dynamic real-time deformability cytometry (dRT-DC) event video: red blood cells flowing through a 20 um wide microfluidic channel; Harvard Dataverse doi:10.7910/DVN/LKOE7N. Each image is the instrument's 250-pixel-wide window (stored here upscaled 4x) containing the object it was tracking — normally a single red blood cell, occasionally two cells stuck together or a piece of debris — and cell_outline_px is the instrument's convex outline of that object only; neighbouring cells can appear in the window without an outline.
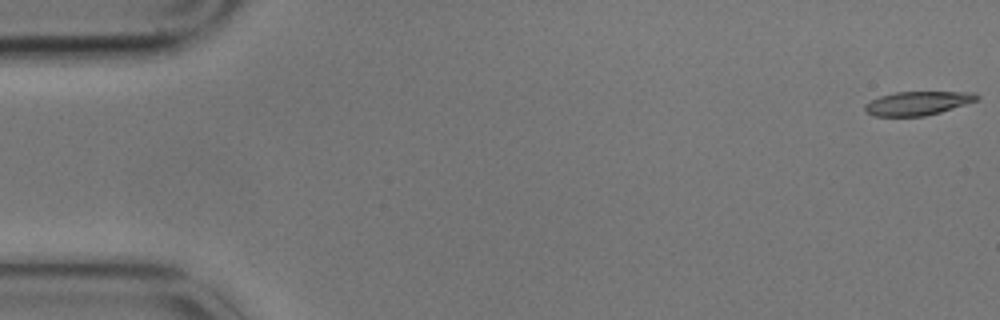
{"species": "common noctule bat (a hibernating species)", "species_latin": "Nyctalus noctula", "temperature_condition": "cold", "stored_images_in_passage": 11, "camera_frame_rate_fps": 3000, "um_per_image_px": 0.085, "animal": {"sex": "male", "body_mass_g": 17.9}, "frame": {"image": 1, "passage_image": 1, "time_ms": 0.0, "image_size_px": [1000, 320], "cell_outline_px": [[980, 100], [940, 112], [924, 116], [876, 116], [864, 112], [864, 104], [880, 96], [896, 92], [976, 92], [980, 96]], "centroid_in_image_um": [78.03, 8.77], "position_along_channel_um": 7.0, "area_um2": 15.61}}
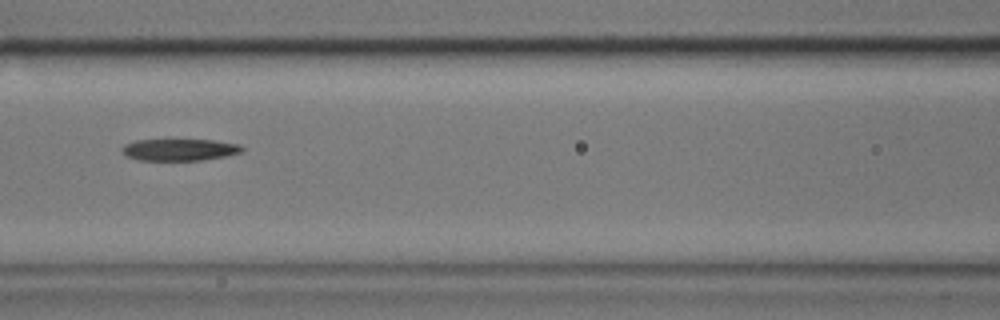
{"frame": {"image": 2, "passage_image": 7, "time_ms": 2.0, "image_size_px": [1000, 320], "cell_outline_px": [[244, 148], [240, 152], [224, 156], [204, 160], [140, 160], [128, 156], [120, 148], [124, 144], [136, 140], [216, 140], [240, 144]], "centroid_in_image_um": [15.27, 12.72], "position_along_channel_um": 151.3, "area_um2": 15.14}}
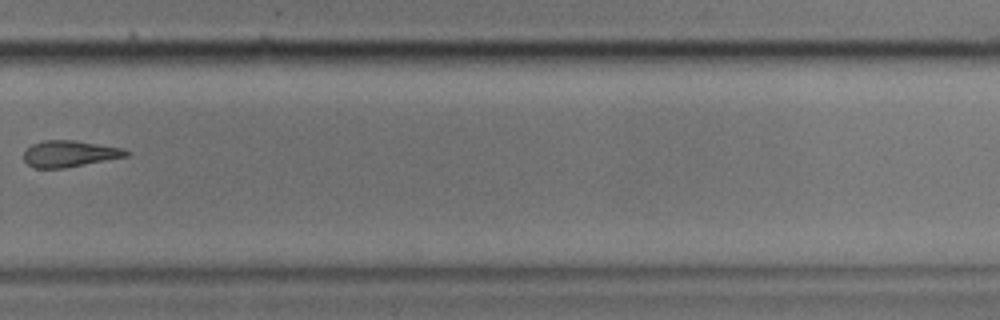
{"frame": {"image": 3, "passage_image": 11, "time_ms": 3.333, "image_size_px": [1000, 320], "cell_outline_px": [[132, 152], [128, 156], [64, 168], [32, 168], [24, 160], [24, 152], [32, 144], [44, 140], [76, 140], [124, 148]], "centroid_in_image_um": [5.94, 13.06], "position_along_channel_um": 323.9, "area_um2": 15.84}}